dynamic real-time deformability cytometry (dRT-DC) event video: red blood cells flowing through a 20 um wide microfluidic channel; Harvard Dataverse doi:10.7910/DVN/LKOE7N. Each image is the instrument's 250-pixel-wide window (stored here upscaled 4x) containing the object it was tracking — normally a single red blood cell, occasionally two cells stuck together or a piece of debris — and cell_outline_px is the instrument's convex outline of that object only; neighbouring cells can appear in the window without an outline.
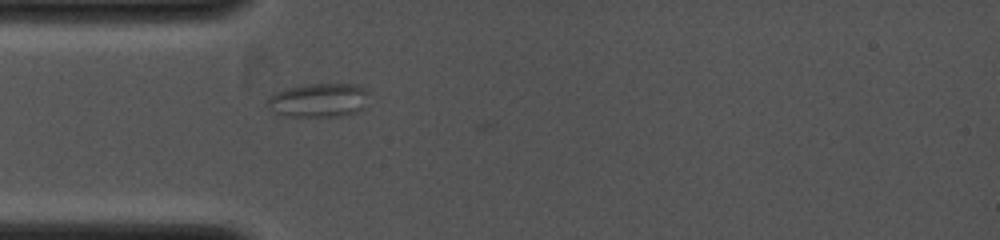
{"species": "common noctule bat (a hibernating species)", "species_latin": "Nyctalus noctula", "temperature_condition": "cold", "stored_images_in_passage": 18, "camera_frame_rate_fps": 4000, "um_per_image_px": 0.085, "animal": {"sex": "female", "body_mass_g": 19.0, "forearm_length_mm": 53.3}, "frame": {"image": 1, "passage_image": 17, "time_ms": 4.0, "image_size_px": [1000, 240], "cell_outline_px": [[368, 92], [360, 108], [356, 112], [340, 116], [284, 116], [268, 108], [264, 104], [268, 96], [284, 88], [308, 84], [356, 84], [364, 88]], "centroid_in_image_um": [26.99, 8.51], "position_along_channel_um": 58.0, "area_um2": 19.94}}